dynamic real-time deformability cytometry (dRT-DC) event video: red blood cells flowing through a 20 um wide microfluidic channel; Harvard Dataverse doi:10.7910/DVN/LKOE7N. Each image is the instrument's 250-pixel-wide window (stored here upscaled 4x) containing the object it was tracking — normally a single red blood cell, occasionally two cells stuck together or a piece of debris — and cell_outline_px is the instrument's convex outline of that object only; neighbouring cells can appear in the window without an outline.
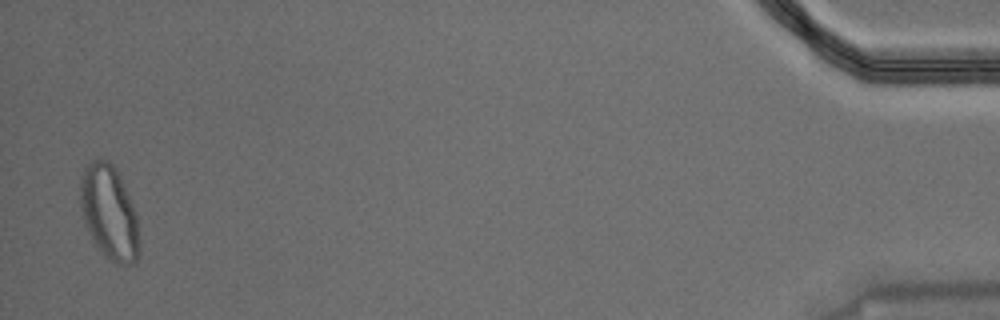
{"species": "Egyptian fruit bat (a non-hibernating species)", "species_latin": "Rousettus aegyptiacus", "temperature_condition": "warm", "stored_images_in_passage": 41, "segment_of_instrument_passage": [2, 2], "camera_frame_rate_fps": 3000, "um_per_image_px": 0.085, "animal": {"sex": "male"}, "frame": {"image": 1, "passage_image": 40, "time_ms": 13.0, "image_size_px": [1000, 320], "cell_outline_px": [[140, 256], [132, 264], [116, 264], [108, 260], [96, 248], [88, 232], [80, 208], [80, 176], [88, 164], [92, 160], [100, 156], [108, 160], [116, 168], [120, 176], [136, 212], [140, 244]], "centroid_in_image_um": [9.28, 18.08], "position_along_channel_um": 425.9, "area_um2": 33.06}}